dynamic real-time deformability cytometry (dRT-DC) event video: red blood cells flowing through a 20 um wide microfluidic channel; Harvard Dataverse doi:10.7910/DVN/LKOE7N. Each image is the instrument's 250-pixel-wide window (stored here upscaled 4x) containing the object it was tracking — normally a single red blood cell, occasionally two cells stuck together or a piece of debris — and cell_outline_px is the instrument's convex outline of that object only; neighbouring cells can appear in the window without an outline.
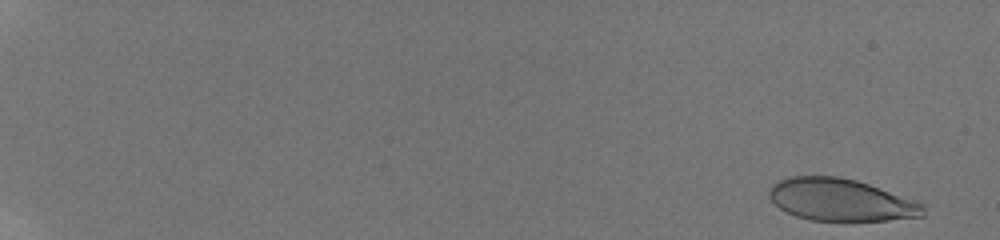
{"species": "human", "species_latin": "Homo sapiens", "temperature_condition": "room temperature", "stored_images_in_passage": 57, "camera_frame_rate_fps": 3000, "um_per_image_px": 0.085, "donor": {"sex": "male"}, "frame": {"image": 1, "passage_image": 2, "time_ms": 0.333, "image_size_px": [1000, 240], "cell_outline_px": [[924, 216], [888, 220], [844, 224], [808, 220], [796, 216], [780, 208], [768, 196], [768, 188], [772, 184], [780, 180], [792, 176], [836, 176], [856, 180], [916, 200], [924, 204]], "centroid_in_image_um": [71.48, 17.04], "position_along_channel_um": 13.5, "area_um2": 38.9}}
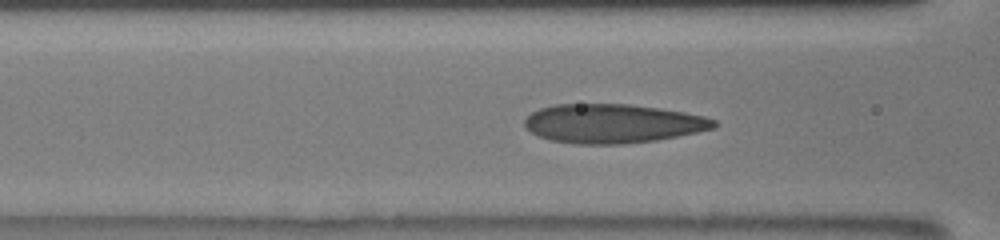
{"frame": {"image": 2, "passage_image": 27, "time_ms": 8.667, "image_size_px": [1000, 240], "cell_outline_px": [[716, 128], [656, 140], [624, 144], [576, 144], [552, 140], [540, 136], [524, 128], [524, 120], [532, 112], [540, 108], [556, 104], [628, 104], [660, 108], [684, 112], [704, 116], [716, 120]], "centroid_in_image_um": [52.07, 10.5], "position_along_channel_um": 114.5, "area_um2": 43.0}}
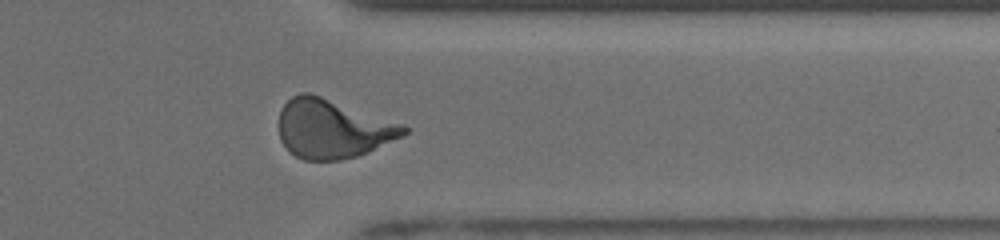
{"frame": {"image": 3, "passage_image": 48, "time_ms": 15.667, "image_size_px": [1000, 240], "cell_outline_px": [[408, 132], [404, 136], [368, 152], [356, 156], [340, 160], [304, 160], [288, 152], [280, 140], [280, 112], [284, 104], [292, 96], [300, 92], [308, 92], [404, 124], [408, 128]], "centroid_in_image_um": [28.28, 10.96], "position_along_channel_um": 383.1, "area_um2": 42.83}, "authors_computed_cell_mechanics": {"area_um2": 41.2114, "velocity_mm_per_s": 3.8516, "shape_relaxation_time_tau1_ms": 5.4491, "shape_relaxation_time_tau2_ms": 0.724, "deformation_change_tau1": 0.2141, "deformation_change_tau2": 0.0869}}